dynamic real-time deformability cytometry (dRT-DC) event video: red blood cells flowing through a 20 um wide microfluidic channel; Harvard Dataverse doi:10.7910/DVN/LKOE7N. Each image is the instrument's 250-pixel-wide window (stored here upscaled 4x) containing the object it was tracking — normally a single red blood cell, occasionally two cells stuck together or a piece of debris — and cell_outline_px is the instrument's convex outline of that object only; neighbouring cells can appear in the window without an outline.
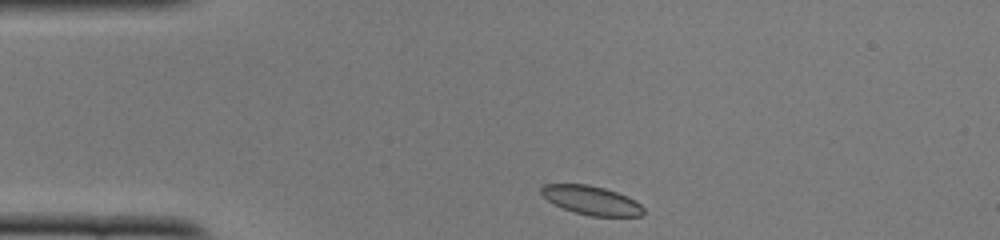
{"species": "common noctule bat (a hibernating species)", "species_latin": "Nyctalus noctula", "temperature_condition": "cold", "stored_images_in_passage": 42, "camera_frame_rate_fps": 3000, "um_per_image_px": 0.085, "animal": {"sex": "female", "body_mass_g": 22.0, "forearm_length_mm": 56.7}, "frame": {"image": 1, "passage_image": 1, "time_ms": 0.0, "image_size_px": [1000, 240], "cell_outline_px": [[644, 212], [640, 216], [592, 216], [576, 212], [564, 208], [548, 200], [540, 192], [540, 188], [544, 184], [588, 184], [604, 188], [628, 196], [636, 200], [644, 208]], "centroid_in_image_um": [50.3, 17.02], "position_along_channel_um": 34.7, "area_um2": 17.05}}
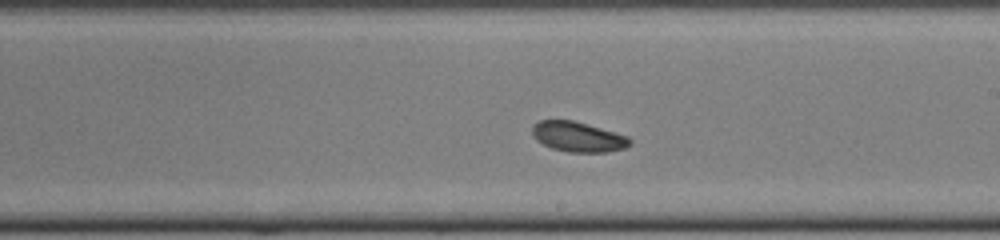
{"frame": {"image": 2, "passage_image": 20, "time_ms": 6.333, "image_size_px": [1000, 240], "cell_outline_px": [[632, 144], [624, 148], [608, 152], [568, 152], [552, 148], [536, 140], [532, 136], [532, 124], [540, 120], [572, 120], [628, 136], [632, 140]], "centroid_in_image_um": [49.12, 11.63], "position_along_channel_um": 239.9, "area_um2": 17.11}}
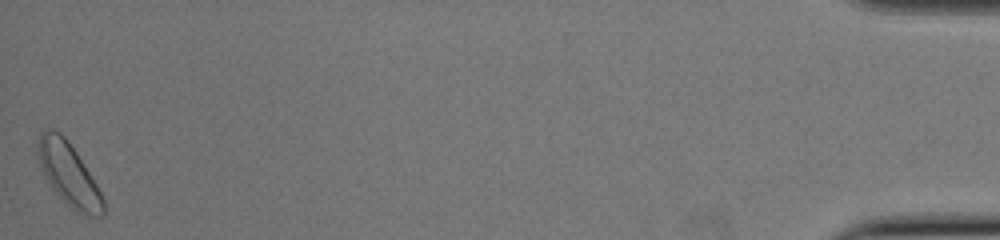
{"frame": {"image": 3, "passage_image": 42, "time_ms": 13.667, "image_size_px": [1000, 240], "cell_outline_px": [[104, 216], [92, 216], [76, 212], [52, 188], [36, 156], [36, 148], [40, 132], [48, 128], [52, 128], [60, 132], [64, 136], [76, 152], [96, 184], [104, 200]], "centroid_in_image_um": [5.82, 14.77], "position_along_channel_um": 429.4, "area_um2": 23.52}, "authors_computed_cell_mechanics": {"area_um2": 17.6868, "velocity_mm_per_s": 3.8505, "shape_relaxation_time_tau1_ms": 2.3738, "shape_relaxation_time_tau2_ms": null, "deformation_change_tau1": 0.0457, "deformation_change_tau2": null}}